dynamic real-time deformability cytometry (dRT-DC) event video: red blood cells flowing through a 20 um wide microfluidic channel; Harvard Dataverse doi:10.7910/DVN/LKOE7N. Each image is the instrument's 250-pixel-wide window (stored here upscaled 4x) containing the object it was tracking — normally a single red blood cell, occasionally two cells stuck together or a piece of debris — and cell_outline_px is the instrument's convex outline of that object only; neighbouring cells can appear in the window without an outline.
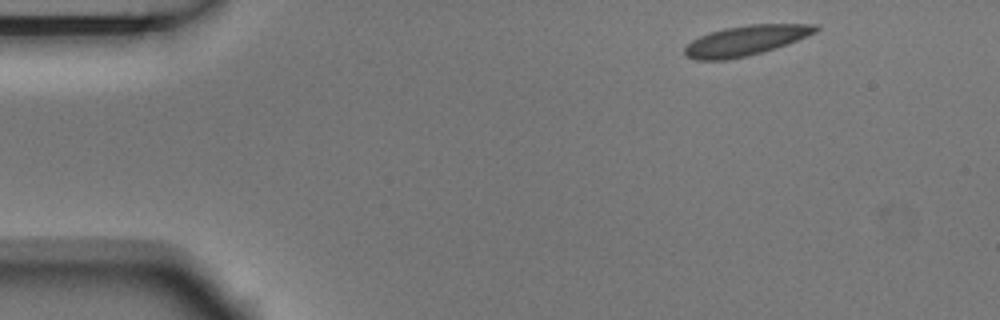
{"species": "Egyptian fruit bat (a non-hibernating species)", "species_latin": "Rousettus aegyptiacus", "temperature_condition": "room temperature", "stored_images_in_passage": 7, "camera_frame_rate_fps": 3000, "um_per_image_px": 0.085, "animal": {"sex": "male"}, "frame": {"image": 1, "passage_image": 1, "time_ms": 0.0, "image_size_px": [1000, 320], "cell_outline_px": [[820, 28], [816, 32], [808, 36], [788, 44], [776, 48], [744, 56], [724, 60], [696, 60], [684, 56], [684, 48], [692, 40], [700, 36], [724, 28], [748, 24], [820, 24]], "centroid_in_image_um": [63.41, 3.43], "position_along_channel_um": 21.6, "area_um2": 22.89}}
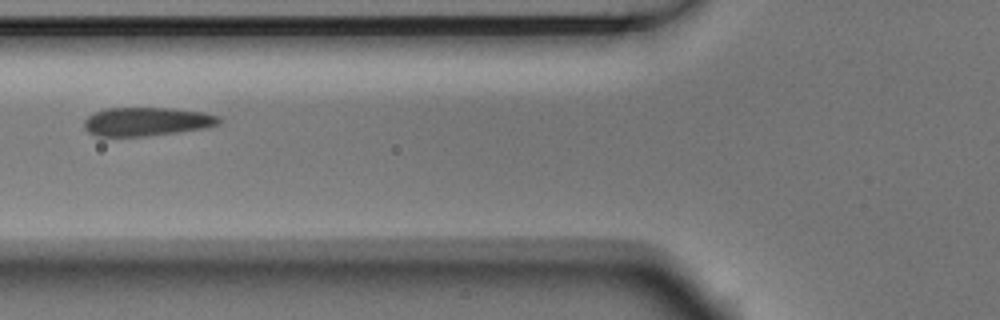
{"frame": {"image": 2, "passage_image": 5, "time_ms": 1.333, "image_size_px": [1000, 320], "cell_outline_px": [[220, 124], [208, 128], [148, 136], [96, 136], [88, 132], [84, 128], [84, 120], [88, 116], [104, 108], [172, 108], [204, 112], [220, 116]], "centroid_in_image_um": [12.5, 10.33], "position_along_channel_um": 113.3, "area_um2": 22.72}}
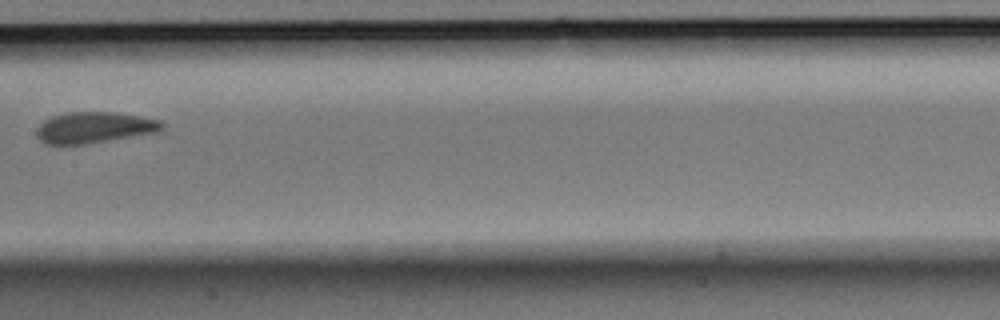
{"frame": {"image": 3, "passage_image": 7, "time_ms": 2.0, "image_size_px": [1000, 320], "cell_outline_px": [[164, 128], [152, 132], [84, 144], [44, 144], [36, 136], [36, 128], [44, 120], [52, 116], [68, 112], [112, 112], [160, 120], [164, 124]], "centroid_in_image_um": [7.92, 10.83], "position_along_channel_um": 199.5, "area_um2": 22.25}}